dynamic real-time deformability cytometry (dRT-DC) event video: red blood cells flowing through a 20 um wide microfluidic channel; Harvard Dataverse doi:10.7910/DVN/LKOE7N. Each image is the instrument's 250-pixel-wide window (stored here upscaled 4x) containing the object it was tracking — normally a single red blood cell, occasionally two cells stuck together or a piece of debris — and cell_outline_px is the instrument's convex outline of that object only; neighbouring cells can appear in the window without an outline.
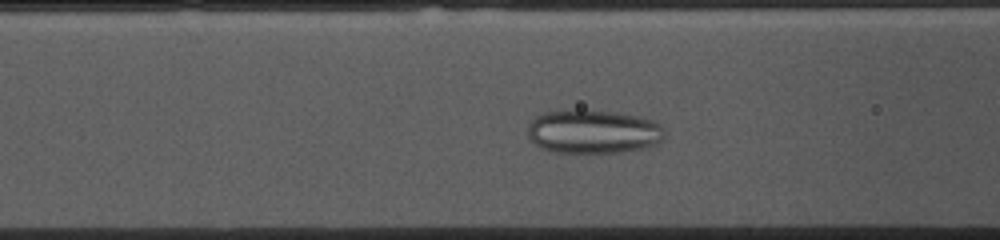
{"species": "common noctule bat (a hibernating species)", "species_latin": "Nyctalus noctula", "temperature_condition": "cold", "stored_images_in_passage": 50, "camera_frame_rate_fps": 3000, "um_per_image_px": 0.085, "animal": {"sex": "female", "body_mass_g": 10.0, "forearm_length_mm": 53.1}, "frame": {"image": 1, "passage_image": 19, "time_ms": 6.0, "image_size_px": [1000, 240], "cell_outline_px": [[664, 136], [656, 144], [648, 148], [620, 152], [552, 152], [540, 148], [528, 140], [528, 124], [536, 116], [544, 112], [616, 112], [640, 116], [652, 120], [660, 124], [664, 128]], "centroid_in_image_um": [50.43, 11.22], "position_along_channel_um": 116.2, "area_um2": 34.56}}
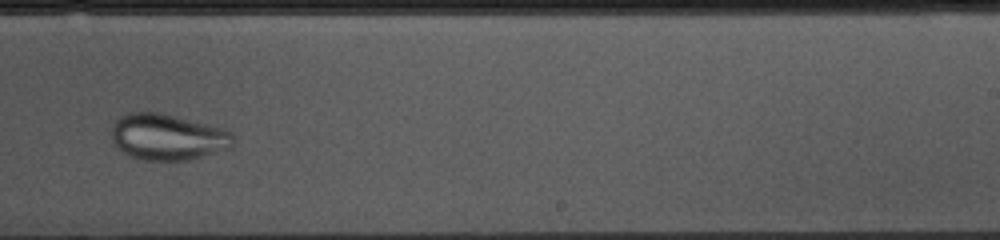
{"frame": {"image": 2, "passage_image": 32, "time_ms": 10.333, "image_size_px": [1000, 240], "cell_outline_px": [[232, 148], [188, 160], [144, 160], [132, 156], [116, 148], [112, 140], [112, 124], [120, 116], [128, 112], [160, 112], [176, 116], [220, 128], [232, 132]], "centroid_in_image_um": [14.21, 11.64], "position_along_channel_um": 274.8, "area_um2": 32.6}}
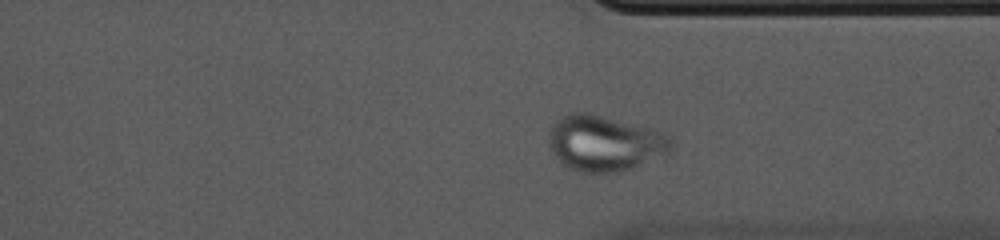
{"frame": {"image": 3, "passage_image": 39, "time_ms": 12.667, "image_size_px": [1000, 240], "cell_outline_px": [[672, 140], [668, 152], [664, 156], [624, 172], [576, 172], [568, 168], [548, 148], [548, 136], [552, 124], [560, 116], [568, 112], [588, 112], [648, 128], [660, 132], [668, 136]], "centroid_in_image_um": [51.34, 12.18], "position_along_channel_um": 360.1, "area_um2": 39.88}}